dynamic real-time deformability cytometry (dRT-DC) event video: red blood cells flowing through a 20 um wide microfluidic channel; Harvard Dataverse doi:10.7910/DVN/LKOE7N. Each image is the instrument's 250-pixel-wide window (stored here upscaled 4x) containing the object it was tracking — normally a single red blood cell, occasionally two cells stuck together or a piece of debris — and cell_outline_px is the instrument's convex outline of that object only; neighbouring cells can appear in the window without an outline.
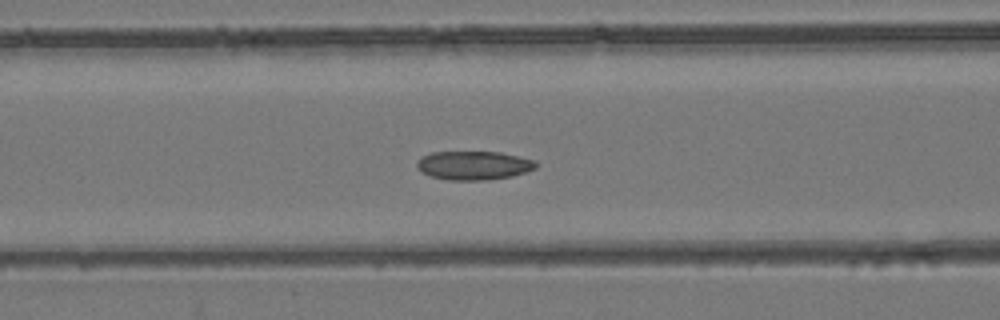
{"species": "common noctule bat (a hibernating species)", "species_latin": "Nyctalus noctula", "temperature_condition": "room temperature", "stored_images_in_passage": 54, "camera_frame_rate_fps": 3000, "um_per_image_px": 0.085, "animal": {"sex": "female", "body_mass_g": 24.6, "forearm_length_mm": 56.2}, "frame": {"image": 1, "passage_image": 23, "time_ms": 7.333, "image_size_px": [1000, 320], "cell_outline_px": [[540, 164], [536, 168], [512, 176], [488, 180], [448, 180], [432, 176], [420, 172], [416, 168], [416, 164], [424, 156], [432, 152], [500, 152], [536, 160]], "centroid_in_image_um": [40.3, 14.06], "position_along_channel_um": 126.3, "area_um2": 20.0}}
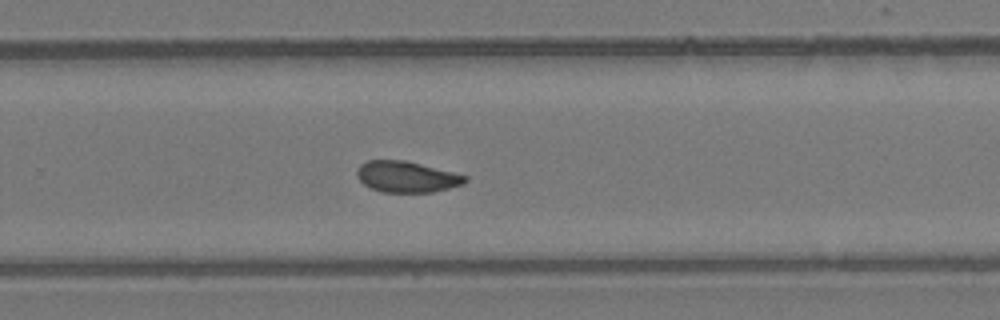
{"frame": {"image": 2, "passage_image": 36, "time_ms": 11.667, "image_size_px": [1000, 320], "cell_outline_px": [[468, 180], [464, 184], [432, 192], [384, 192], [372, 188], [364, 184], [360, 180], [356, 172], [360, 164], [368, 160], [404, 160], [468, 176]], "centroid_in_image_um": [34.57, 15.02], "position_along_channel_um": 295.2, "area_um2": 19.36}}
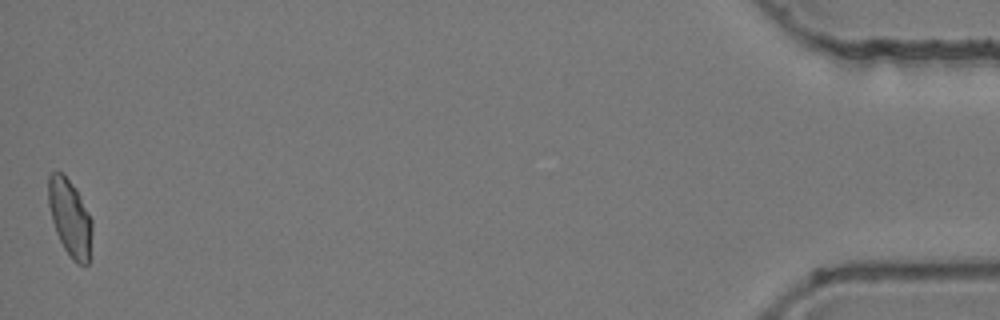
{"frame": {"image": 3, "passage_image": 54, "time_ms": 17.667, "image_size_px": [1000, 320], "cell_outline_px": [[92, 232], [88, 264], [76, 264], [72, 260], [64, 248], [56, 232], [52, 220], [48, 204], [48, 176], [52, 172], [64, 172], [76, 188], [92, 220]], "centroid_in_image_um": [5.94, 18.48], "position_along_channel_um": 429.3, "area_um2": 19.71}, "authors_computed_cell_mechanics": {"area_um2": 20.1433, "velocity_mm_per_s": 3.9012, "shape_relaxation_time_tau1_ms": null, "shape_relaxation_time_tau2_ms": 2.9518, "deformation_change_tau1": null, "deformation_change_tau2": 0.0897}}